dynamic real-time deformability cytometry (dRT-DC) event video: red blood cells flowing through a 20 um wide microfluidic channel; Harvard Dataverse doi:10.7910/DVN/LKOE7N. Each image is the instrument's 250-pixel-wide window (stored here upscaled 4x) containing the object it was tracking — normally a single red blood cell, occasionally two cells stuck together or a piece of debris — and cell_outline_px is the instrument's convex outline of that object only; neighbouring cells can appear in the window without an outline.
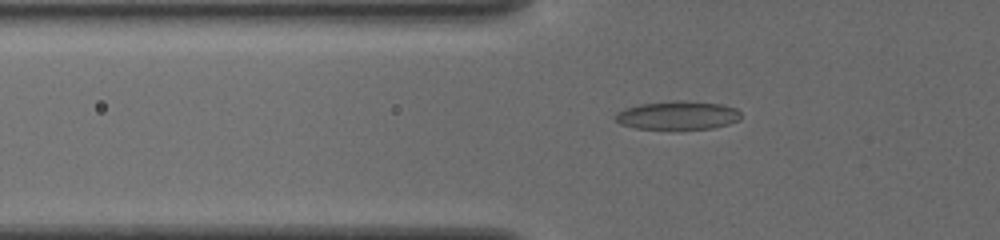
{"species": "common noctule bat (a hibernating species)", "species_latin": "Nyctalus noctula", "temperature_condition": "cold", "stored_images_in_passage": 37, "camera_frame_rate_fps": 3000, "um_per_image_px": 0.085, "animal": {"sex": "female", "body_mass_g": 19.5, "forearm_length_mm": 54.1}, "frame": {"image": 1, "passage_image": 2, "time_ms": 0.333, "image_size_px": [1000, 240], "cell_outline_px": [[740, 120], [728, 124], [712, 128], [636, 128], [620, 124], [616, 120], [616, 112], [624, 108], [640, 104], [672, 100], [684, 100], [720, 104], [736, 108], [740, 112]], "centroid_in_image_um": [57.6, 9.78], "position_along_channel_um": 68.2, "area_um2": 20.69}}
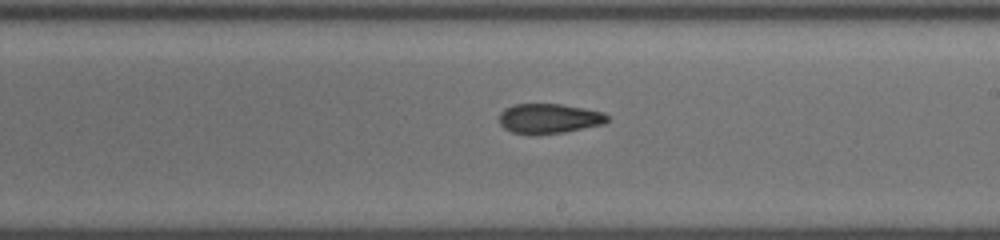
{"frame": {"image": 2, "passage_image": 16, "time_ms": 5.0, "image_size_px": [1000, 240], "cell_outline_px": [[608, 120], [604, 124], [564, 132], [512, 132], [504, 128], [500, 124], [500, 112], [504, 108], [512, 104], [560, 104], [604, 112], [608, 116]], "centroid_in_image_um": [46.68, 10.04], "position_along_channel_um": 242.3, "area_um2": 18.26}}
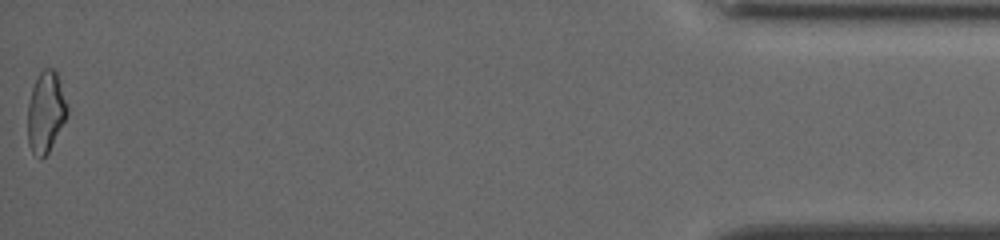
{"frame": {"image": 3, "passage_image": 37, "time_ms": 12.0, "image_size_px": [1000, 240], "cell_outline_px": [[68, 112], [48, 152], [40, 160], [32, 152], [28, 144], [28, 104], [32, 88], [40, 72], [44, 68], [52, 68], [56, 72], [68, 108]], "centroid_in_image_um": [3.86, 9.53], "position_along_channel_um": 431.3, "area_um2": 18.21}, "authors_computed_cell_mechanics": {"area_um2": 18.6694, "velocity_mm_per_s": 3.8265, "shape_relaxation_time_tau1_ms": null, "shape_relaxation_time_tau2_ms": 4.6776, "deformation_change_tau1": null, "deformation_change_tau2": 0.1169}}